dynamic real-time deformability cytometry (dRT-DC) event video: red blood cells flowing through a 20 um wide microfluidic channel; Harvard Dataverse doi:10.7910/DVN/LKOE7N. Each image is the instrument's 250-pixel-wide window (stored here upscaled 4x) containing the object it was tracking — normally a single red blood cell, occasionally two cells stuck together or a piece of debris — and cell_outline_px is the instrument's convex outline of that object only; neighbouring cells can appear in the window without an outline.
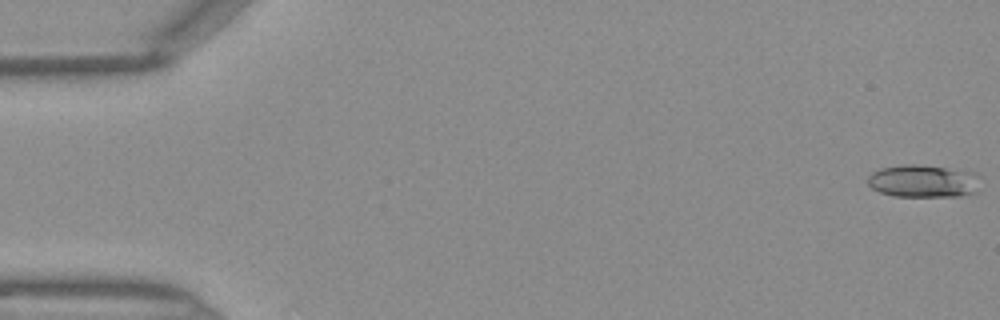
{"species": "Egyptian fruit bat (a non-hibernating species)", "species_latin": "Rousettus aegyptiacus", "temperature_condition": "warm", "stored_images_in_passage": 4, "camera_frame_rate_fps": 3000, "um_per_image_px": 0.085, "frame": {"image": 1, "passage_image": 1, "time_ms": 0.0, "image_size_px": [1000, 320], "cell_outline_px": [[980, 176], [976, 192], [960, 196], [892, 196], [880, 192], [872, 188], [868, 184], [868, 176], [872, 172], [880, 168], [904, 164], [912, 164], [976, 172]], "centroid_in_image_um": [78.47, 15.39], "position_along_channel_um": 6.5, "area_um2": 21.39}}